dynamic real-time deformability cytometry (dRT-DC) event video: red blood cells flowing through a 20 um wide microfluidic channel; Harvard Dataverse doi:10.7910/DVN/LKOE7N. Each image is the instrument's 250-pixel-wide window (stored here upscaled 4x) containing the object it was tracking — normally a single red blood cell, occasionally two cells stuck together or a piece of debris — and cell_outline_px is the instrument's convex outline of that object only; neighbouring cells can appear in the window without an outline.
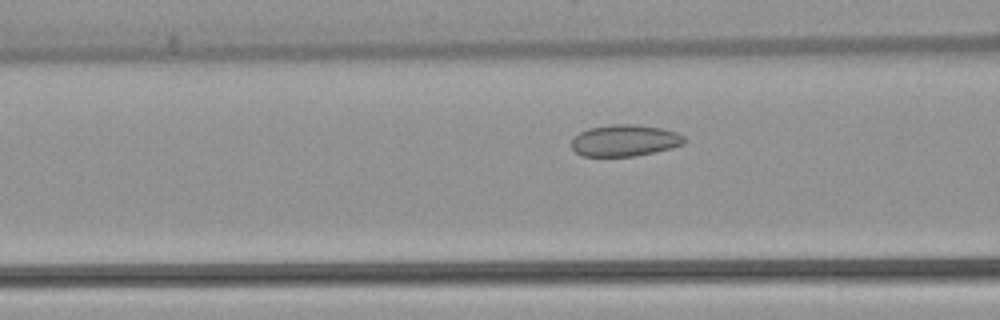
{"species": "common noctule bat (a hibernating species)", "species_latin": "Nyctalus noctula", "temperature_condition": "warm", "stored_images_in_passage": 49, "camera_frame_rate_fps": 3000, "um_per_image_px": 0.085, "animal": {"sex": "female", "body_mass_g": 22.7, "forearm_length_mm": 54.2}, "frame": {"image": 1, "passage_image": 17, "time_ms": 5.333, "image_size_px": [1000, 320], "cell_outline_px": [[688, 140], [684, 144], [672, 148], [656, 152], [636, 156], [584, 156], [576, 152], [572, 148], [572, 136], [588, 128], [612, 124], [636, 124], [660, 128], [676, 132], [684, 136]], "centroid_in_image_um": [53.12, 11.94], "position_along_channel_um": 113.5, "area_um2": 20.98}}
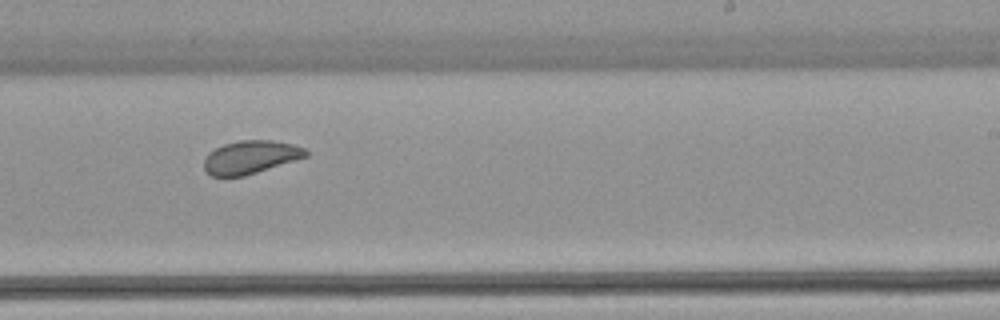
{"frame": {"image": 2, "passage_image": 29, "time_ms": 9.333, "image_size_px": [1000, 320], "cell_outline_px": [[308, 156], [296, 160], [244, 176], [212, 176], [204, 168], [204, 160], [208, 152], [224, 144], [240, 140], [272, 140], [292, 144], [304, 148], [308, 152]], "centroid_in_image_um": [21.3, 13.35], "position_along_channel_um": 267.7, "area_um2": 19.54}}
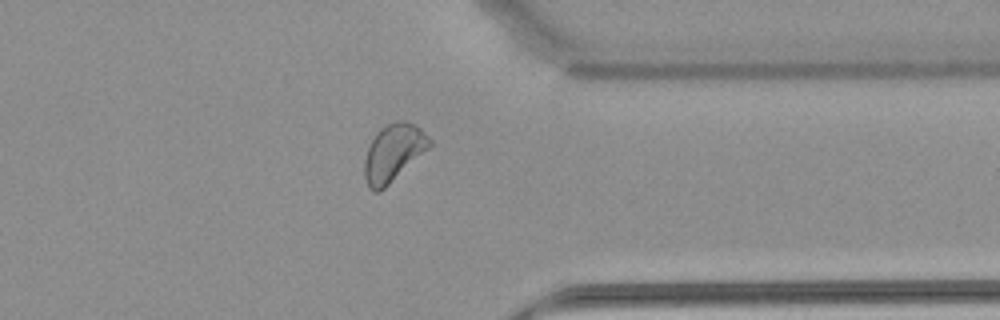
{"frame": {"image": 3, "passage_image": 38, "time_ms": 12.333, "image_size_px": [1000, 320], "cell_outline_px": [[432, 144], [428, 148], [380, 192], [372, 192], [368, 188], [364, 176], [364, 160], [368, 148], [372, 140], [380, 128], [396, 120], [408, 120], [416, 124], [432, 140]], "centroid_in_image_um": [33.42, 12.97], "position_along_channel_um": 378.0, "area_um2": 21.62}, "authors_computed_cell_mechanics": {"area_um2": 21.6172, "velocity_mm_per_s": 3.8653, "shape_relaxation_time_tau1_ms": null, "shape_relaxation_time_tau2_ms": 0.9775, "deformation_change_tau1": null, "deformation_change_tau2": 0.0448}}